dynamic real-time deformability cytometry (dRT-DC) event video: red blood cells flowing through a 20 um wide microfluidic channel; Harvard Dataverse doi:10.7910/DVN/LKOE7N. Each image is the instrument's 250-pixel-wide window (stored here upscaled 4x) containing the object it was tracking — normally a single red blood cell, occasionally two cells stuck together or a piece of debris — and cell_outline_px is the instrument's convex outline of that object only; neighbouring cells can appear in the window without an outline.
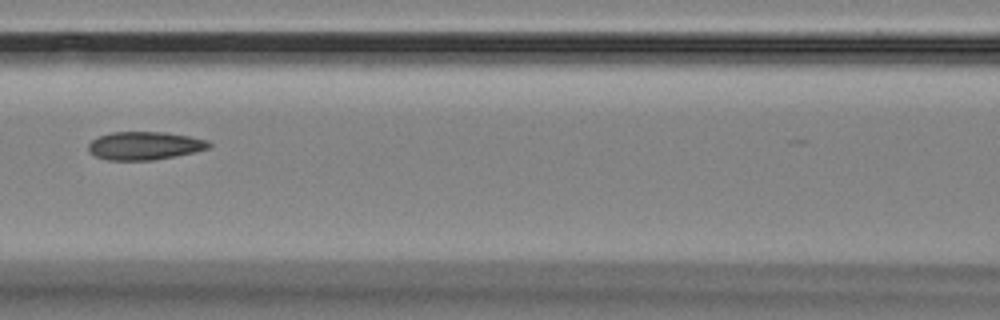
{"species": "Egyptian fruit bat (a non-hibernating species)", "species_latin": "Rousettus aegyptiacus", "temperature_condition": "room temperature", "stored_images_in_passage": 8, "camera_frame_rate_fps": 3000, "um_per_image_px": 0.085, "animal": {"sex": "female"}, "frame": {"image": 1, "passage_image": 3, "time_ms": 2.333, "image_size_px": [1000, 320], "cell_outline_px": [[212, 144], [208, 148], [196, 152], [176, 156], [152, 160], [108, 160], [96, 156], [88, 148], [88, 144], [92, 140], [100, 136], [112, 132], [164, 132], [188, 136], [208, 140]], "centroid_in_image_um": [12.32, 12.38], "position_along_channel_um": 154.3, "area_um2": 19.65}}
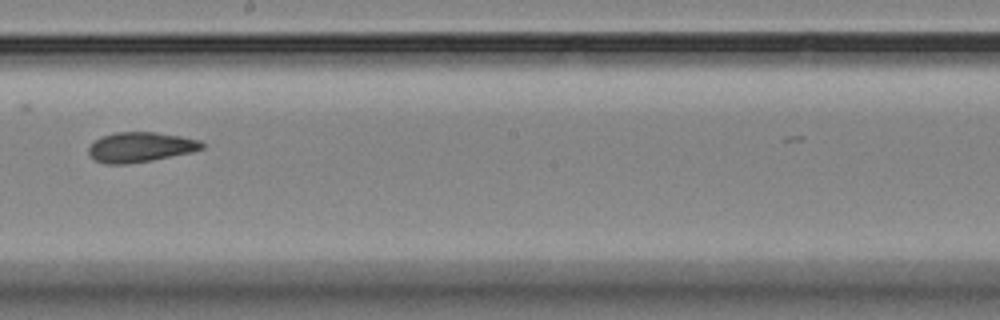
{"frame": {"image": 2, "passage_image": 5, "time_ms": 4.667, "image_size_px": [1000, 320], "cell_outline_px": [[204, 148], [192, 152], [152, 160], [128, 164], [104, 164], [88, 156], [88, 148], [100, 136], [116, 132], [156, 132], [180, 136], [200, 140], [204, 144]], "centroid_in_image_um": [11.92, 12.51], "position_along_channel_um": 236.3, "area_um2": 19.88}}
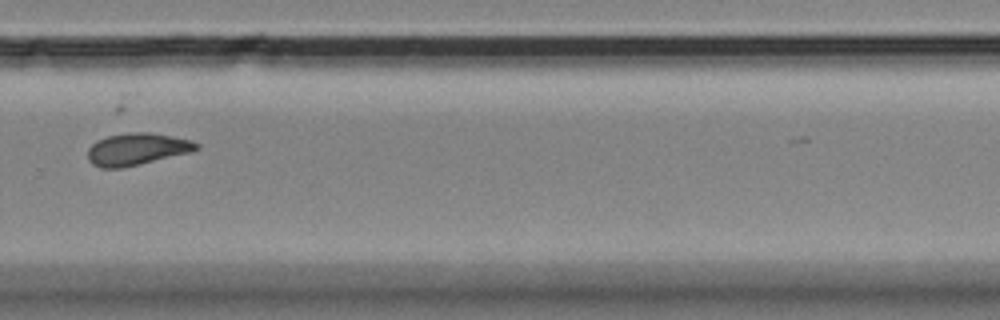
{"frame": {"image": 3, "passage_image": 7, "time_ms": 7.0, "image_size_px": [1000, 320], "cell_outline_px": [[200, 148], [188, 152], [140, 164], [120, 168], [100, 168], [92, 164], [88, 160], [88, 148], [96, 140], [108, 136], [128, 132], [152, 132], [192, 140], [200, 144]], "centroid_in_image_um": [11.61, 12.66], "position_along_channel_um": 318.2, "area_um2": 20.29}}